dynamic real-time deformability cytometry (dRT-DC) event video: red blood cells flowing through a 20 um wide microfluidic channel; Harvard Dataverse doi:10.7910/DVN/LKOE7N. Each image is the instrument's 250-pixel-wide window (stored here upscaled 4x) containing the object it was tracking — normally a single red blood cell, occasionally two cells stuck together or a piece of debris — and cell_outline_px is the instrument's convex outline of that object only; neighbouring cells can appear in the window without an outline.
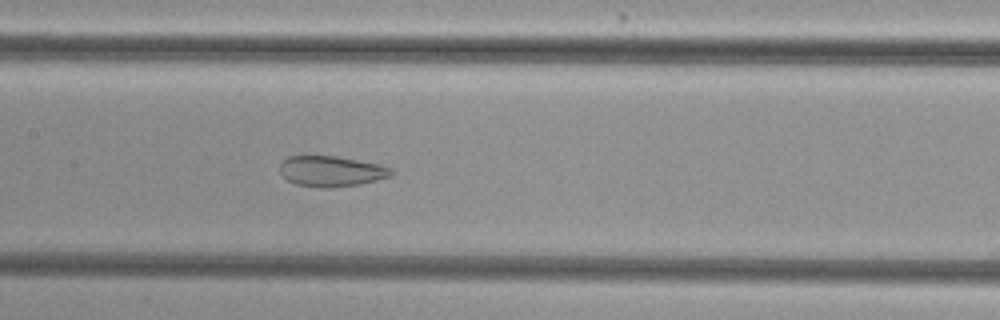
{"species": "common noctule bat (a hibernating species)", "species_latin": "Nyctalus noctula", "temperature_condition": "cold", "stored_images_in_passage": 55, "camera_frame_rate_fps": 3000, "um_per_image_px": 0.085, "animal": {"sex": "female", "body_mass_g": 29.2, "forearm_length_mm": 56.3}, "frame": {"image": 1, "passage_image": 27, "time_ms": 8.667, "image_size_px": [1000, 320], "cell_outline_px": [[396, 172], [392, 176], [360, 184], [328, 188], [320, 188], [296, 184], [288, 180], [280, 172], [280, 164], [288, 156], [336, 156], [380, 164], [392, 168]], "centroid_in_image_um": [28.2, 14.56], "position_along_channel_um": 179.2, "area_um2": 19.94}}
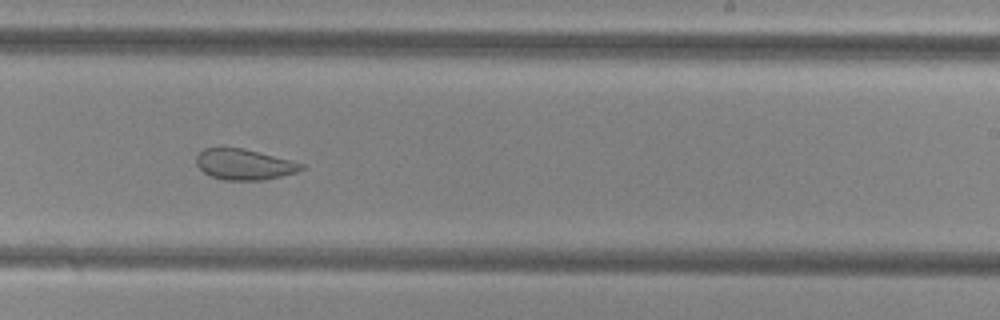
{"frame": {"image": 2, "passage_image": 34, "time_ms": 11.0, "image_size_px": [1000, 320], "cell_outline_px": [[304, 168], [296, 172], [264, 180], [224, 180], [212, 176], [204, 172], [196, 164], [196, 156], [204, 148], [244, 148], [304, 164]], "centroid_in_image_um": [20.74, 13.97], "position_along_channel_um": 268.3, "area_um2": 18.55}}
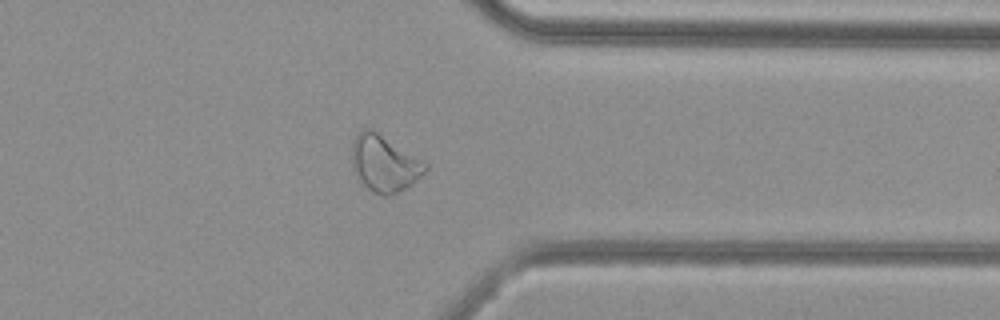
{"frame": {"image": 3, "passage_image": 43, "time_ms": 14.0, "image_size_px": [1000, 320], "cell_outline_px": [[428, 168], [412, 184], [388, 196], [384, 196], [372, 192], [356, 176], [352, 168], [352, 140], [356, 132], [360, 128], [372, 128], [428, 164]], "centroid_in_image_um": [32.62, 13.86], "position_along_channel_um": 378.8, "area_um2": 24.16}, "authors_computed_cell_mechanics": {"area_um2": 26.7614, "velocity_mm_per_s": 3.8236, "shape_relaxation_time_tau1_ms": null, "shape_relaxation_time_tau2_ms": 1.5825, "deformation_change_tau1": null, "deformation_change_tau2": 0.0814}}